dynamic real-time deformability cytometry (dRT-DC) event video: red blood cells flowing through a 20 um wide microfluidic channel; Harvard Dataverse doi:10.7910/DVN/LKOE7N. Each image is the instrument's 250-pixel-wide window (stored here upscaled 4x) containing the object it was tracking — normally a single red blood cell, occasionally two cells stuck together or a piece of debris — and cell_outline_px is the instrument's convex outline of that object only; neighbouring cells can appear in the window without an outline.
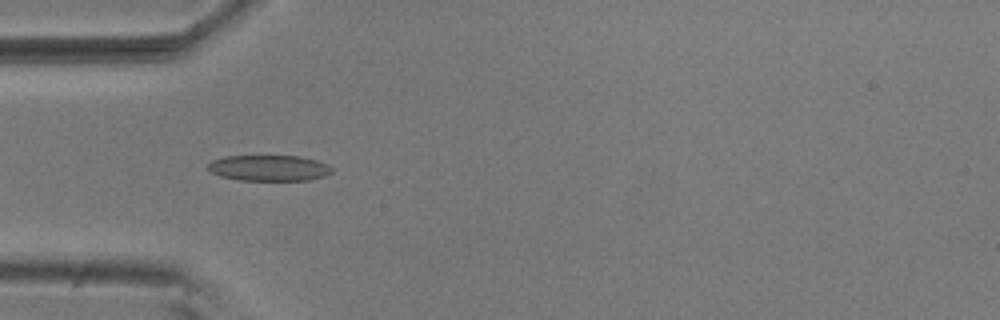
{"species": "common noctule bat (a hibernating species)", "species_latin": "Nyctalus noctula", "temperature_condition": "room temperature", "stored_images_in_passage": 6, "camera_frame_rate_fps": 3000, "um_per_image_px": 0.085, "animal": {"sex": "male", "body_mass_g": 20.5, "forearm_length_mm": 52.5}, "frame": {"image": 1, "passage_image": 5, "time_ms": 1.333, "image_size_px": [1000, 320], "cell_outline_px": [[332, 172], [324, 176], [308, 180], [240, 180], [220, 176], [208, 172], [208, 164], [212, 160], [224, 156], [300, 156], [316, 160], [328, 164], [332, 168]], "centroid_in_image_um": [22.84, 14.28], "position_along_channel_um": 62.2, "area_um2": 18.73}}
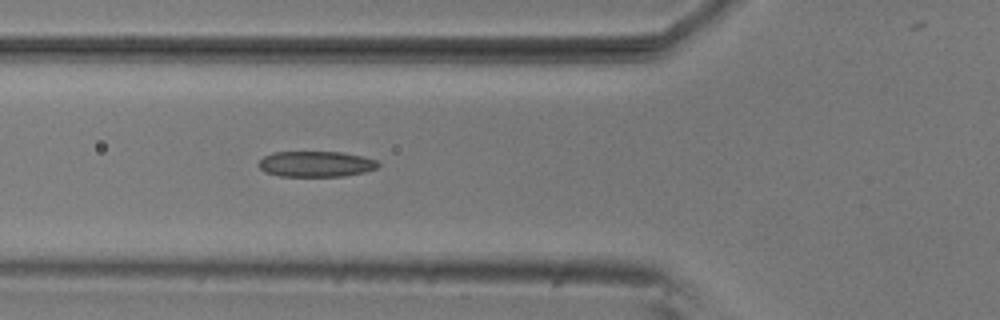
{"frame": {"image": 2, "passage_image": 6, "time_ms": 1.667, "image_size_px": [1000, 320], "cell_outline_px": [[380, 168], [364, 172], [344, 176], [280, 176], [264, 172], [256, 164], [264, 156], [272, 152], [340, 152], [364, 156], [376, 160], [380, 164]], "centroid_in_image_um": [26.86, 13.94], "position_along_channel_um": 98.9, "area_um2": 18.09}}